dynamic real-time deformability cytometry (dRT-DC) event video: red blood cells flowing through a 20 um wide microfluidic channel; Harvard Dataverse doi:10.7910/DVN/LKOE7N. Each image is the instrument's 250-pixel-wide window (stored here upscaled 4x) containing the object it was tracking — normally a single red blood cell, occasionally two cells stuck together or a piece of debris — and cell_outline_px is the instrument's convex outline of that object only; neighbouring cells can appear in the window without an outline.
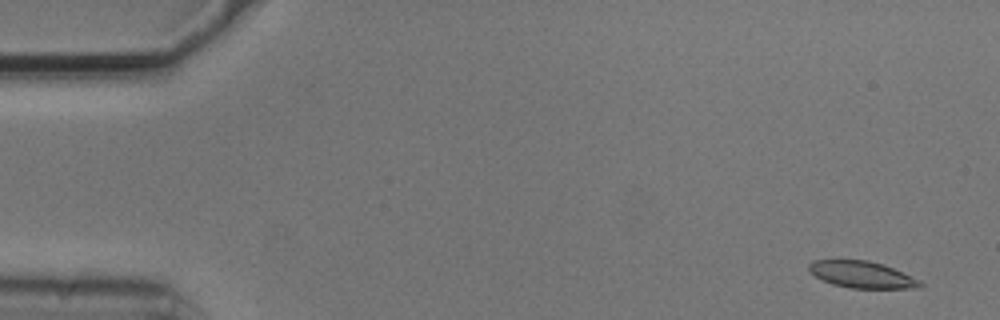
{"species": "common noctule bat (a hibernating species)", "species_latin": "Nyctalus noctula", "temperature_condition": "cold", "stored_images_in_passage": 5, "camera_frame_rate_fps": 3000, "um_per_image_px": 0.085, "animal": {"sex": "male", "body_mass_g": 20.5, "forearm_length_mm": 52.5}, "frame": {"image": 1, "passage_image": 1, "time_ms": 0.0, "image_size_px": [1000, 320], "cell_outline_px": [[924, 284], [920, 288], [852, 288], [832, 284], [816, 276], [808, 268], [808, 264], [812, 260], [868, 260], [892, 268], [920, 280]], "centroid_in_image_um": [73.27, 23.34], "position_along_channel_um": 11.7, "area_um2": 17.05}}